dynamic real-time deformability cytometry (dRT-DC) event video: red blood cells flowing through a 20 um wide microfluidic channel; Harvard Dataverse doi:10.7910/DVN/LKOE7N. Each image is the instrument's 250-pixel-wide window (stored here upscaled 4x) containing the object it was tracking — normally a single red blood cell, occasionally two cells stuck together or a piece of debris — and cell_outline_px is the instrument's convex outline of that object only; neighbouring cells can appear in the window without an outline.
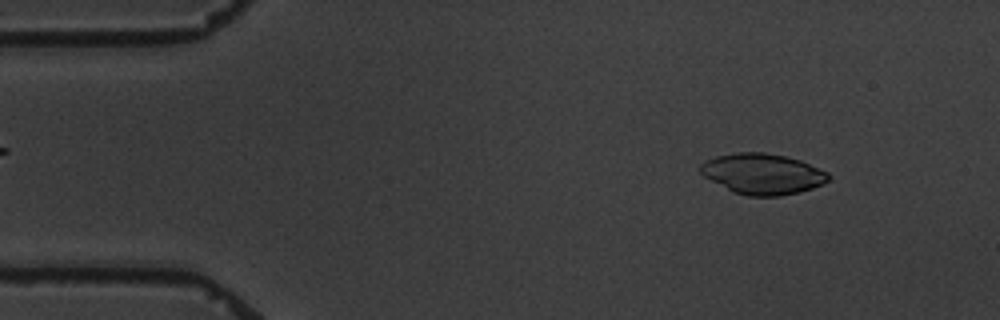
{"species": "common noctule bat (a hibernating species)", "species_latin": "Nyctalus noctula", "temperature_condition": "warm", "stored_images_in_passage": 6, "camera_frame_rate_fps": 3000, "um_per_image_px": 0.085, "animal": {"sex": "male", "body_mass_g": 19.5, "forearm_length_mm": 54.6}, "frame": {"image": 1, "passage_image": 1, "time_ms": 0.0, "image_size_px": [1000, 320], "cell_outline_px": [[832, 176], [824, 184], [800, 192], [780, 196], [748, 196], [732, 192], [704, 176], [700, 172], [700, 164], [716, 156], [736, 152], [764, 152], [784, 156], [800, 160], [828, 172]], "centroid_in_image_um": [64.84, 14.78], "position_along_channel_um": 20.2, "area_um2": 30.4}}